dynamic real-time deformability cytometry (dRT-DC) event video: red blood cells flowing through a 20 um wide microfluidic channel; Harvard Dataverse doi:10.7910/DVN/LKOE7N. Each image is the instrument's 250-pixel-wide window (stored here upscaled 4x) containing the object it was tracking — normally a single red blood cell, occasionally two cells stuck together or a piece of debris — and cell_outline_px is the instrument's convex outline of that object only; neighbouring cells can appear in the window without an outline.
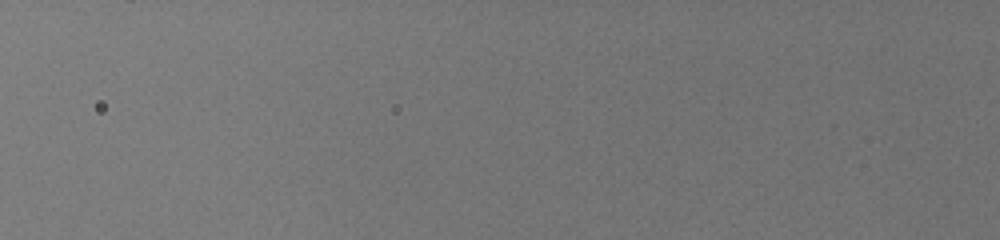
{"species": "common noctule bat (a hibernating species)", "species_latin": "Nyctalus noctula", "temperature_condition": "warm", "stored_images_in_passage": 4, "camera_frame_rate_fps": 3000, "um_per_image_px": 0.085, "animal": {"sex": "female", "body_mass_g": 19.5, "forearm_length_mm": 54.1}, "frame": {"image": 1, "passage_image": 3, "time_ms": 0.667, "image_size_px": [1000, 240], "cell_outline_px": [[760, 104], [756, 116], [736, 140], [668, 208], [648, 224], [628, 220], [628, 216], [632, 208], [660, 180], [728, 116], [744, 108]], "centroid_in_image_um": [58.82, 14.16], "position_along_channel_um": 67.0, "area_um2": 27.17}}